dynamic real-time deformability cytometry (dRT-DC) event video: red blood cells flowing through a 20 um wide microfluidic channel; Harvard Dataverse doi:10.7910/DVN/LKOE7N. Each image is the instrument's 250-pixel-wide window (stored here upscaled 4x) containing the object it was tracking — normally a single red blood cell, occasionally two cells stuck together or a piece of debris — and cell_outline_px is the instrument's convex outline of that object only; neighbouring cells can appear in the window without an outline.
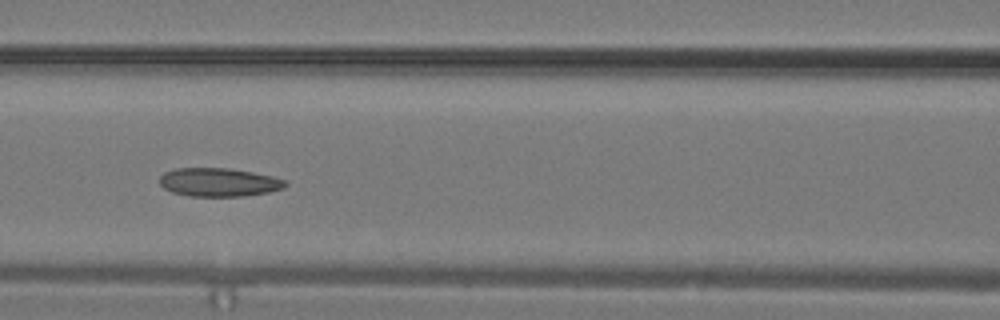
{"species": "common noctule bat (a hibernating species)", "species_latin": "Nyctalus noctula", "temperature_condition": "warm", "stored_images_in_passage": 28, "camera_frame_rate_fps": 3000, "um_per_image_px": 0.085, "animal": {"sex": "male", "body_mass_g": 19.2, "forearm_length_mm": 51.8}, "frame": {"image": 1, "passage_image": 11, "time_ms": 3.333, "image_size_px": [1000, 320], "cell_outline_px": [[288, 184], [284, 188], [268, 192], [244, 196], [188, 196], [172, 192], [164, 188], [160, 184], [160, 176], [164, 172], [176, 168], [228, 168], [252, 172], [272, 176], [288, 180]], "centroid_in_image_um": [18.62, 15.49], "position_along_channel_um": 148.0, "area_um2": 20.98}}
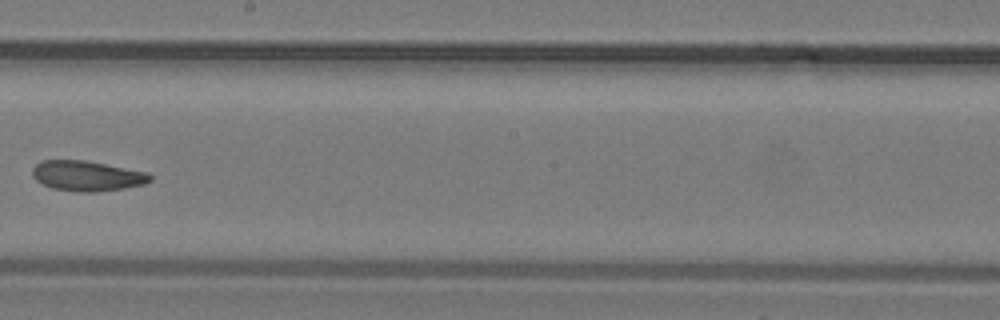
{"frame": {"image": 2, "passage_image": 15, "time_ms": 4.667, "image_size_px": [1000, 320], "cell_outline_px": [[152, 180], [144, 184], [124, 188], [92, 192], [80, 192], [52, 188], [36, 180], [32, 176], [32, 168], [40, 160], [84, 160], [148, 172], [152, 176]], "centroid_in_image_um": [7.39, 14.94], "position_along_channel_um": 240.8, "area_um2": 20.69}}
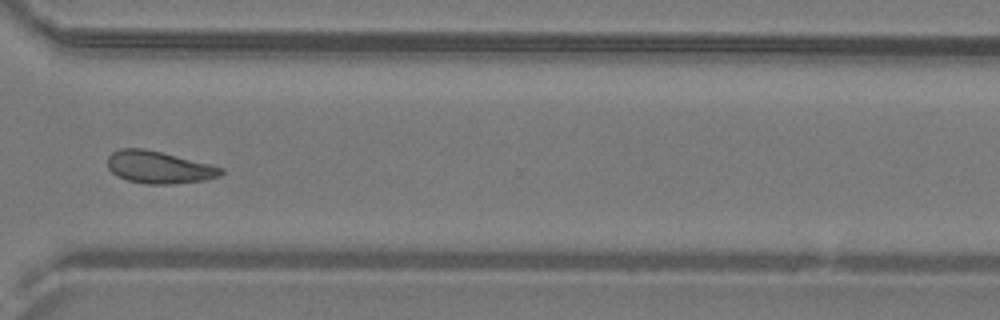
{"frame": {"image": 3, "passage_image": 20, "time_ms": 6.333, "image_size_px": [1000, 320], "cell_outline_px": [[224, 172], [220, 176], [204, 180], [168, 184], [144, 184], [128, 180], [116, 176], [108, 168], [108, 156], [112, 152], [120, 148], [144, 148], [224, 168]], "centroid_in_image_um": [13.47, 14.22], "position_along_channel_um": 357.1, "area_um2": 21.15}}